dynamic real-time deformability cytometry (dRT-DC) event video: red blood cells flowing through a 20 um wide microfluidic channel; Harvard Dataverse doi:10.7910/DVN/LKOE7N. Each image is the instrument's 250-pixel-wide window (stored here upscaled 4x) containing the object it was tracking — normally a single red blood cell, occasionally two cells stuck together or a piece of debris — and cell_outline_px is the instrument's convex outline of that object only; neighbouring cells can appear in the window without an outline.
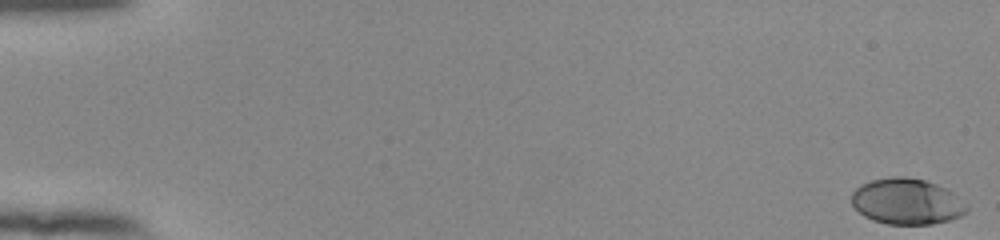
{"species": "human", "species_latin": "Homo sapiens", "temperature_condition": "room temperature", "stored_images_in_passage": 5, "camera_frame_rate_fps": 3000, "um_per_image_px": 0.085, "donor": {"sex": "female"}, "frame": {"image": 1, "passage_image": 1, "time_ms": 0.0, "image_size_px": [1000, 240], "cell_outline_px": [[968, 212], [960, 216], [948, 220], [932, 224], [888, 224], [872, 220], [864, 216], [852, 204], [852, 192], [860, 184], [872, 180], [892, 176], [904, 176], [924, 180], [936, 184], [952, 192], [968, 208]], "centroid_in_image_um": [77.05, 17.12], "position_along_channel_um": 8.0, "area_um2": 30.63}}